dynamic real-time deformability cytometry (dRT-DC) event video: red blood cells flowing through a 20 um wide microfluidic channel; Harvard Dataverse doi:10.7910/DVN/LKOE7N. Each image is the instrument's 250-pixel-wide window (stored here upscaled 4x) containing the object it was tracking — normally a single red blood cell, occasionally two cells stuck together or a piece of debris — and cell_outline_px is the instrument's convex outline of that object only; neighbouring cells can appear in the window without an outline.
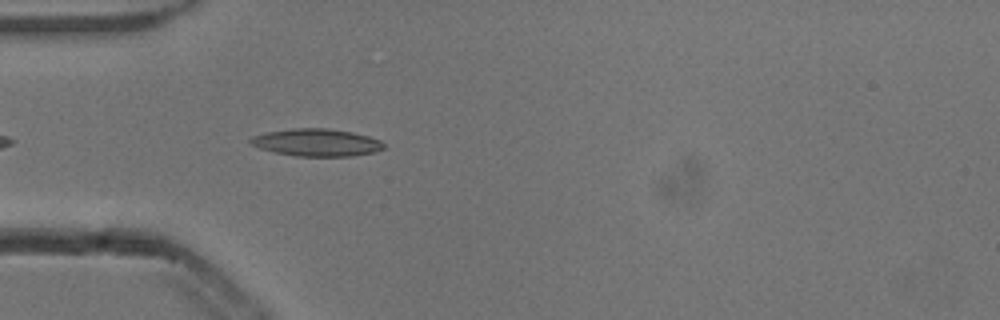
{"species": "common noctule bat (a hibernating species)", "species_latin": "Nyctalus noctula", "temperature_condition": "cold", "stored_images_in_passage": 35, "camera_frame_rate_fps": 3000, "um_per_image_px": 0.085, "animal": {"sex": "male", "body_mass_g": 13.3}, "frame": {"image": 1, "passage_image": 5, "time_ms": 1.333, "image_size_px": [1000, 320], "cell_outline_px": [[384, 148], [372, 152], [352, 156], [296, 156], [276, 152], [260, 148], [248, 144], [248, 140], [252, 136], [268, 132], [292, 128], [328, 128], [352, 132], [368, 136], [380, 140], [384, 144]], "centroid_in_image_um": [26.88, 12.11], "position_along_channel_um": 58.1, "area_um2": 21.21}}
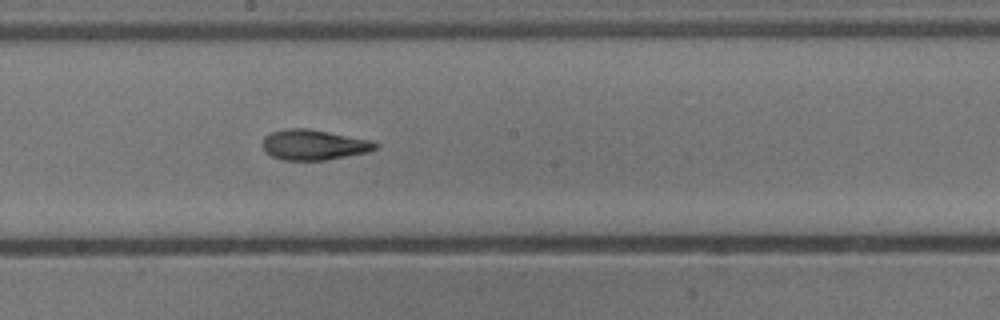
{"frame": {"image": 2, "passage_image": 18, "time_ms": 5.667, "image_size_px": [1000, 320], "cell_outline_px": [[376, 148], [368, 152], [324, 160], [284, 160], [272, 156], [264, 152], [264, 136], [272, 132], [288, 128], [308, 128], [372, 140], [376, 144]], "centroid_in_image_um": [26.66, 12.3], "position_along_channel_um": 221.5, "area_um2": 19.77}}
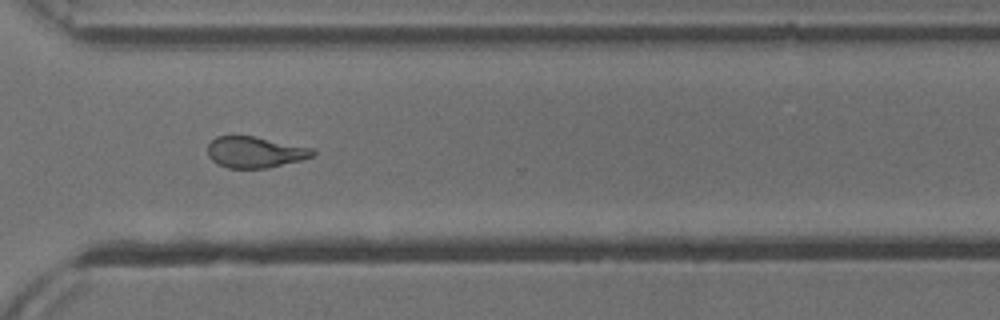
{"frame": {"image": 3, "passage_image": 28, "time_ms": 9.0, "image_size_px": [1000, 320], "cell_outline_px": [[316, 156], [268, 168], [228, 168], [216, 164], [208, 156], [208, 144], [216, 136], [252, 136], [312, 148], [316, 152]], "centroid_in_image_um": [21.66, 12.94], "position_along_channel_um": 348.9, "area_um2": 19.02}, "authors_computed_cell_mechanics": {"area_um2": 19.5942, "velocity_mm_per_s": 3.8384, "shape_relaxation_time_tau1_ms": 3.9207, "shape_relaxation_time_tau2_ms": 3.7925, "deformation_change_tau1": 0.1522, "deformation_change_tau2": 0.1199}}